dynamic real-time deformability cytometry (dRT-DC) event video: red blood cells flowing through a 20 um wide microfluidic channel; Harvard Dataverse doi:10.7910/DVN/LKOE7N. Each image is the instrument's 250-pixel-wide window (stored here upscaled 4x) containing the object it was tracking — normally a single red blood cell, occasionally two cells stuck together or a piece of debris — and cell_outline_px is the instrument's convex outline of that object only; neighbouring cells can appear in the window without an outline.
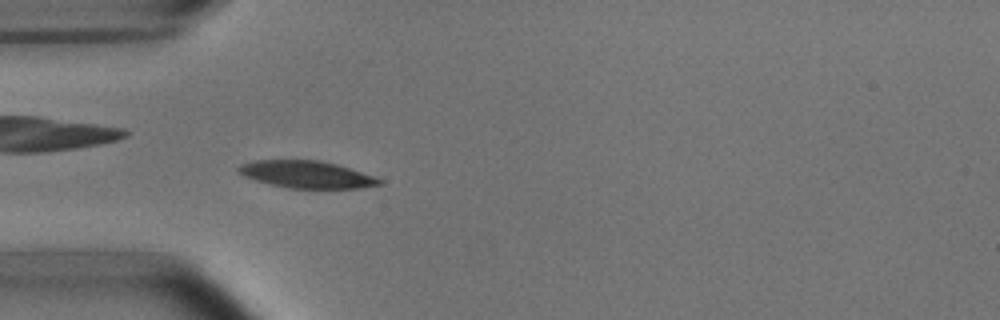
{"species": "common noctule bat (a hibernating species)", "species_latin": "Nyctalus noctula", "temperature_condition": "room temperature", "stored_images_in_passage": 5, "camera_frame_rate_fps": 3000, "um_per_image_px": 0.085, "animal": {"sex": "male", "body_mass_g": 15.6}, "frame": {"image": 1, "passage_image": 5, "time_ms": 4.667, "image_size_px": [1000, 320], "cell_outline_px": [[384, 184], [360, 188], [288, 188], [268, 184], [244, 176], [236, 172], [236, 168], [240, 164], [252, 160], [320, 160], [336, 164], [376, 176], [384, 180]], "centroid_in_image_um": [26.06, 14.83], "position_along_channel_um": 58.9, "area_um2": 22.6}}